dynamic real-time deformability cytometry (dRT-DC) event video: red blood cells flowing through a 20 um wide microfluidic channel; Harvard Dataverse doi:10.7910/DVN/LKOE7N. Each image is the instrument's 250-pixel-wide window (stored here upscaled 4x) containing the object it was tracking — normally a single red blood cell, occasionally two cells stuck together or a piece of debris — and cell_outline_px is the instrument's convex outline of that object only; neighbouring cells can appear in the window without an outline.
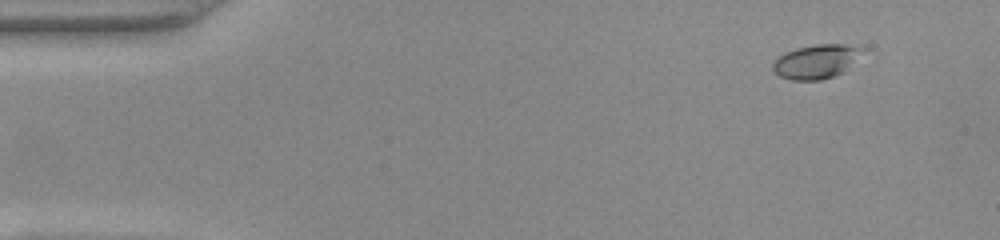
{"species": "common noctule bat (a hibernating species)", "species_latin": "Nyctalus noctula", "temperature_condition": "warm", "stored_images_in_passage": 51, "camera_frame_rate_fps": 3000, "um_per_image_px": 0.085, "animal": {"sex": "female", "body_mass_g": 22.0, "forearm_length_mm": 56.7}, "frame": {"image": 1, "passage_image": 5, "time_ms": 1.333, "image_size_px": [1000, 240], "cell_outline_px": [[868, 48], [844, 72], [820, 80], [792, 80], [780, 76], [772, 68], [772, 64], [784, 52], [796, 48], [816, 44], [844, 44]], "centroid_in_image_um": [69.42, 5.21], "position_along_channel_um": 15.6, "area_um2": 17.8}}
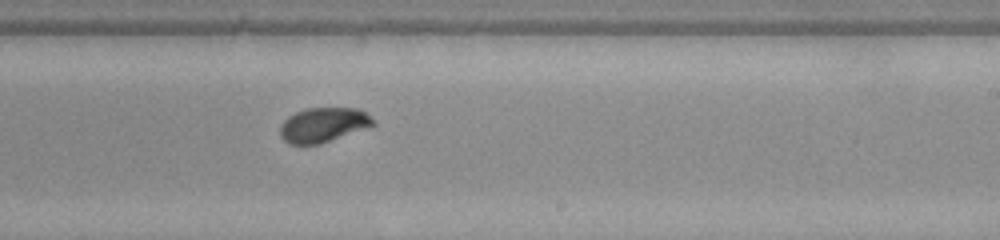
{"frame": {"image": 2, "passage_image": 31, "time_ms": 10.0, "image_size_px": [1000, 240], "cell_outline_px": [[376, 124], [320, 144], [288, 144], [280, 136], [280, 124], [288, 116], [296, 112], [308, 108], [356, 108], [364, 112], [376, 120]], "centroid_in_image_um": [27.45, 10.61], "position_along_channel_um": 261.5, "area_um2": 18.67}}
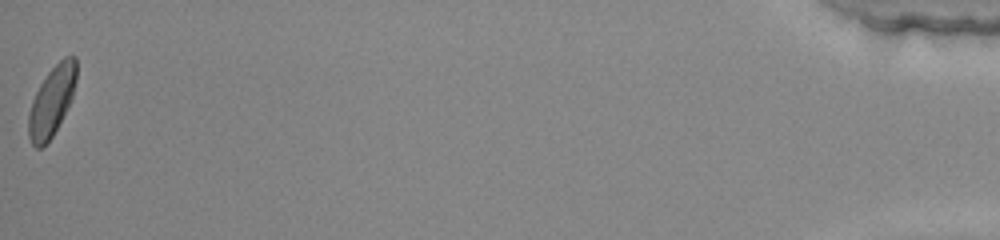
{"frame": {"image": 3, "passage_image": 51, "time_ms": 16.667, "image_size_px": [1000, 240], "cell_outline_px": [[76, 80], [72, 96], [52, 136], [40, 148], [36, 148], [32, 144], [28, 136], [28, 116], [32, 100], [40, 84], [48, 72], [64, 56], [76, 56]], "centroid_in_image_um": [4.38, 8.57], "position_along_channel_um": 430.8, "area_um2": 18.96}, "authors_computed_cell_mechanics": {"area_um2": 18.6694, "velocity_mm_per_s": 4.0593, "shape_relaxation_time_tau1_ms": 2.0704, "shape_relaxation_time_tau2_ms": null, "deformation_change_tau1": 0.1233, "deformation_change_tau2": null}}